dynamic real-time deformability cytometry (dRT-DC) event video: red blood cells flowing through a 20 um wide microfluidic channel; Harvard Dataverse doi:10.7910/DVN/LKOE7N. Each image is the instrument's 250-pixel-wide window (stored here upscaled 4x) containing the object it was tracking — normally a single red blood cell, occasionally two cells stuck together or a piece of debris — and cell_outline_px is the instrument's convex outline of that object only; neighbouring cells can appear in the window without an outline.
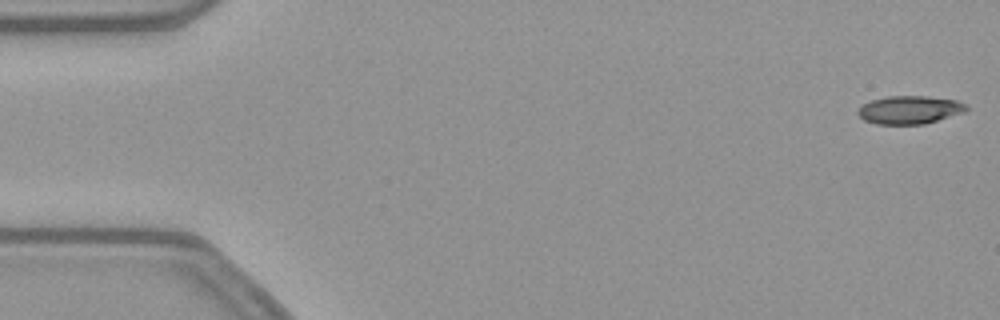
{"species": "common noctule bat (a hibernating species)", "species_latin": "Nyctalus noctula", "temperature_condition": "warm", "stored_images_in_passage": 52, "camera_frame_rate_fps": 3000, "um_per_image_px": 0.085, "animal": {"sex": "female", "body_mass_g": 21.9}, "frame": {"image": 1, "passage_image": 1, "time_ms": 0.0, "image_size_px": [1000, 320], "cell_outline_px": [[968, 112], [924, 124], [876, 124], [864, 120], [856, 112], [864, 104], [872, 100], [888, 96], [928, 96], [956, 100], [968, 104]], "centroid_in_image_um": [77.39, 9.34], "position_along_channel_um": 7.6, "area_um2": 17.92}}
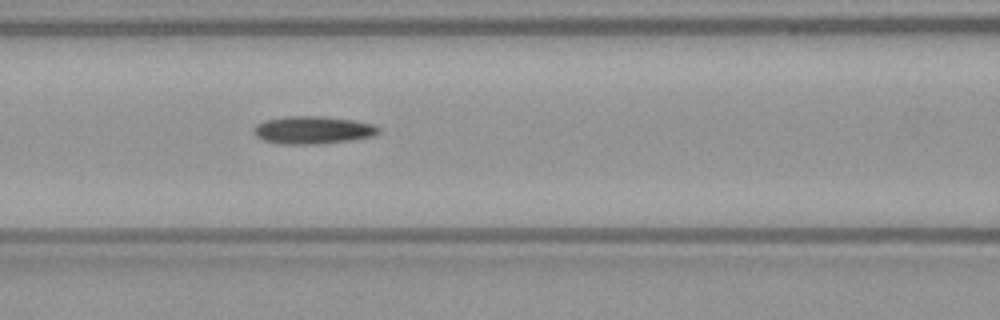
{"frame": {"image": 2, "passage_image": 22, "time_ms": 7.0, "image_size_px": [1000, 320], "cell_outline_px": [[380, 132], [372, 136], [348, 140], [320, 144], [280, 144], [260, 140], [252, 132], [252, 128], [256, 124], [264, 120], [284, 116], [320, 116], [352, 120], [376, 124], [380, 128]], "centroid_in_image_um": [26.53, 11.05], "position_along_channel_um": 140.1, "area_um2": 20.4}}
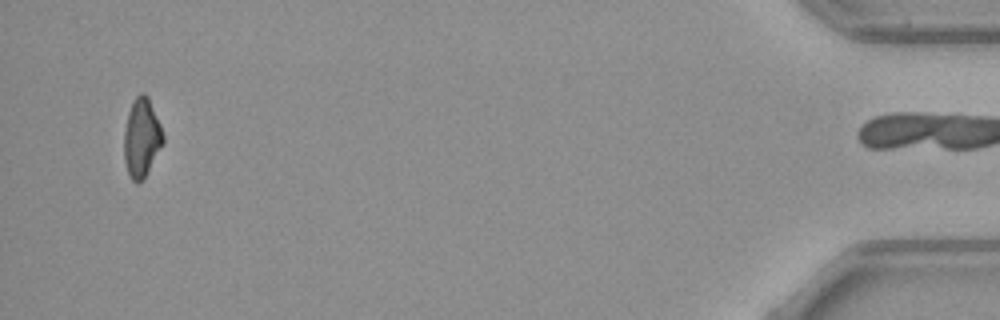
{"frame": {"image": 3, "passage_image": 51, "time_ms": 16.667, "image_size_px": [1000, 320], "cell_outline_px": [[164, 144], [144, 180], [136, 184], [132, 180], [128, 172], [124, 160], [124, 132], [128, 112], [136, 96], [140, 92], [144, 92], [148, 96], [160, 124], [164, 136]], "centroid_in_image_um": [12.05, 11.74], "position_along_channel_um": 423.1, "area_um2": 18.15}, "authors_computed_cell_mechanics": {"area_um2": 19.074, "velocity_mm_per_s": 3.8721, "shape_relaxation_time_tau1_ms": 8.1377, "shape_relaxation_time_tau2_ms": null, "deformation_change_tau1": 0.1866, "deformation_change_tau2": null}}